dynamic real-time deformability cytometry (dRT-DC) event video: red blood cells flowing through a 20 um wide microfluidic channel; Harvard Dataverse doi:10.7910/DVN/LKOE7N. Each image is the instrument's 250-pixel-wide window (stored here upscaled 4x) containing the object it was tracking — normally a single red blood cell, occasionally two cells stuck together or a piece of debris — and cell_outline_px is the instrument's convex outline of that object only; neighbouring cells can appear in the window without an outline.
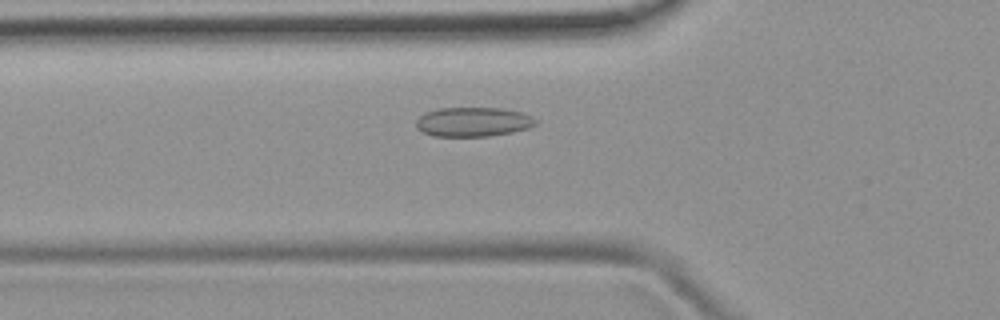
{"species": "common noctule bat (a hibernating species)", "species_latin": "Nyctalus noctula", "temperature_condition": "room temperature", "stored_images_in_passage": 44, "camera_frame_rate_fps": 3000, "um_per_image_px": 0.085, "animal": {"sex": "female", "body_mass_g": 19.9}, "frame": {"image": 1, "passage_image": 11, "time_ms": 3.333, "image_size_px": [1000, 320], "cell_outline_px": [[536, 124], [528, 128], [512, 132], [488, 136], [432, 136], [420, 132], [416, 128], [416, 120], [420, 116], [436, 108], [504, 108], [520, 112], [532, 116], [536, 120]], "centroid_in_image_um": [40.19, 10.36], "position_along_channel_um": 85.6, "area_um2": 20.52}}
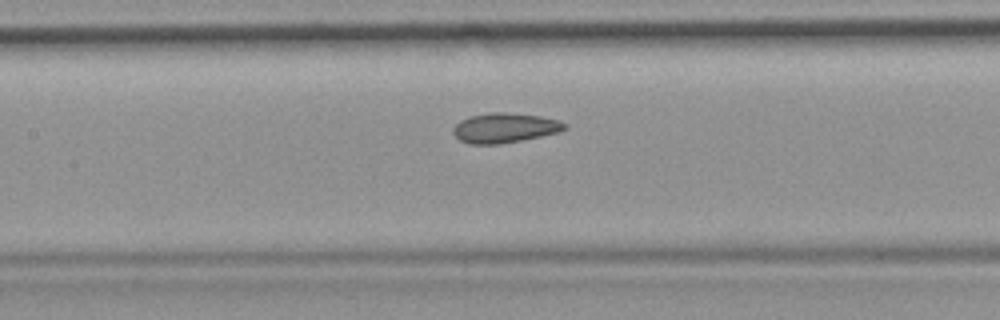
{"frame": {"image": 2, "passage_image": 17, "time_ms": 5.333, "image_size_px": [1000, 320], "cell_outline_px": [[568, 128], [560, 132], [500, 144], [468, 144], [460, 140], [452, 132], [452, 128], [460, 120], [472, 116], [488, 112], [504, 112], [540, 116], [560, 120], [568, 124]], "centroid_in_image_um": [42.92, 10.86], "position_along_channel_um": 164.5, "area_um2": 19.42}}
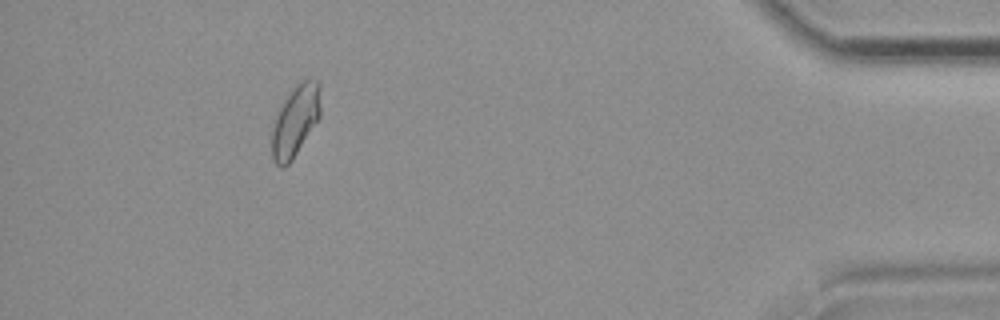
{"frame": {"image": 3, "passage_image": 40, "time_ms": 13.0, "image_size_px": [1000, 320], "cell_outline_px": [[320, 116], [292, 160], [284, 168], [280, 168], [272, 160], [272, 132], [276, 116], [284, 100], [300, 80], [316, 80], [320, 84]], "centroid_in_image_um": [25.1, 10.29], "position_along_channel_um": 410.1, "area_um2": 19.88}, "authors_computed_cell_mechanics": {"area_um2": 19.4786, "velocity_mm_per_s": 3.9244, "shape_relaxation_time_tau1_ms": 8.0838, "shape_relaxation_time_tau2_ms": 1.7877, "deformation_change_tau1": 0.102, "deformation_change_tau2": 0.0875}}